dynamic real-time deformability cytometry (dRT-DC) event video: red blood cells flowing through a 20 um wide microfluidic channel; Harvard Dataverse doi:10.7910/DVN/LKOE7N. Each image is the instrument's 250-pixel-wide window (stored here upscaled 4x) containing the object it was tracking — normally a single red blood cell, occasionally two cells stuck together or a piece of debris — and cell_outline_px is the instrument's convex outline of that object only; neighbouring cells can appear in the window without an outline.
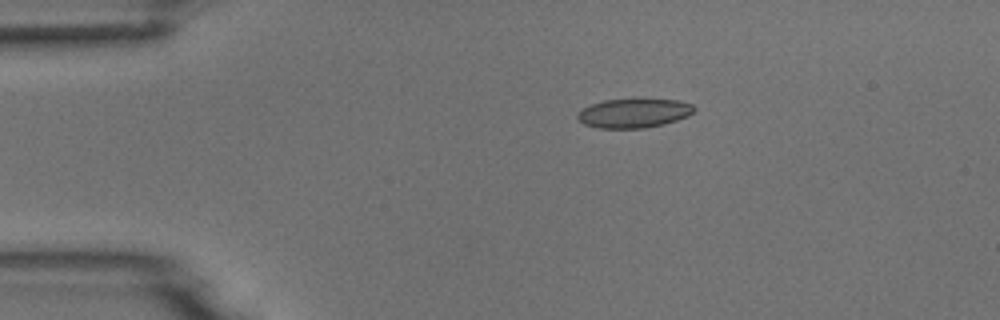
{"species": "common noctule bat (a hibernating species)", "species_latin": "Nyctalus noctula", "temperature_condition": "room temperature", "stored_images_in_passage": 8, "camera_frame_rate_fps": 3000, "um_per_image_px": 0.085, "animal": {"sex": "male", "body_mass_g": 18.8}, "frame": {"image": 1, "passage_image": 2, "time_ms": 1.333, "image_size_px": [1000, 320], "cell_outline_px": [[696, 108], [688, 116], [664, 124], [644, 128], [596, 128], [584, 124], [576, 116], [576, 112], [580, 108], [604, 100], [632, 96], [636, 96], [676, 100], [692, 104]], "centroid_in_image_um": [53.85, 9.56], "position_along_channel_um": 31.2, "area_um2": 20.75}}
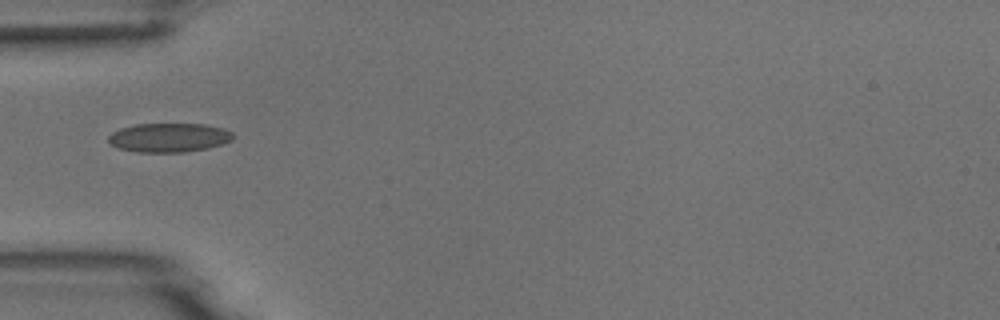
{"frame": {"image": 2, "passage_image": 4, "time_ms": 3.667, "image_size_px": [1000, 320], "cell_outline_px": [[232, 140], [208, 148], [184, 152], [136, 152], [120, 148], [112, 144], [108, 140], [108, 136], [112, 132], [120, 128], [136, 124], [204, 124], [224, 128], [232, 132]], "centroid_in_image_um": [14.36, 11.69], "position_along_channel_um": 70.6, "area_um2": 20.98}}